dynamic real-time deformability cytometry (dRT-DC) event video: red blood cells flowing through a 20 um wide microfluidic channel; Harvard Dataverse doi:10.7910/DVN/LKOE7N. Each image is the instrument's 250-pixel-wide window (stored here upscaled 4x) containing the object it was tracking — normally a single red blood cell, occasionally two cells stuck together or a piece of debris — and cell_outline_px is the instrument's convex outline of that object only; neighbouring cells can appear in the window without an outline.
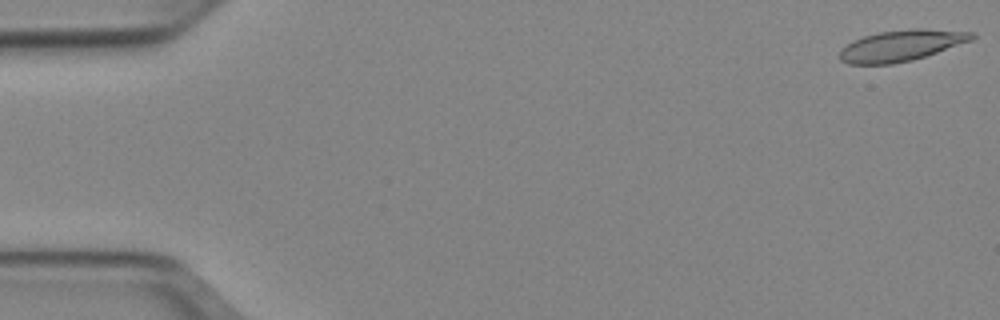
{"species": "Egyptian fruit bat (a non-hibernating species)", "species_latin": "Rousettus aegyptiacus", "temperature_condition": "cold", "stored_images_in_passage": 51, "camera_frame_rate_fps": 3000, "um_per_image_px": 0.085, "animal": {"sex": "female"}, "frame": {"image": 1, "passage_image": 1, "time_ms": 0.0, "image_size_px": [1000, 320], "cell_outline_px": [[976, 36], [972, 40], [912, 60], [892, 64], [848, 64], [840, 60], [840, 48], [852, 40], [876, 32], [908, 28], [924, 28], [976, 32]], "centroid_in_image_um": [76.59, 3.85], "position_along_channel_um": 8.4, "area_um2": 24.16}}
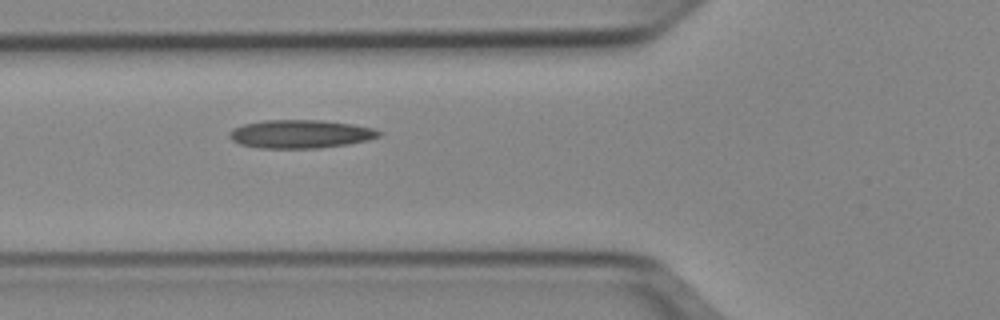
{"frame": {"image": 2, "passage_image": 19, "time_ms": 6.0, "image_size_px": [1000, 320], "cell_outline_px": [[380, 136], [368, 140], [348, 144], [320, 148], [260, 148], [240, 144], [232, 140], [228, 136], [228, 132], [232, 128], [244, 124], [264, 120], [320, 120], [352, 124], [372, 128], [380, 132]], "centroid_in_image_um": [25.5, 11.39], "position_along_channel_um": 100.3, "area_um2": 24.68}}
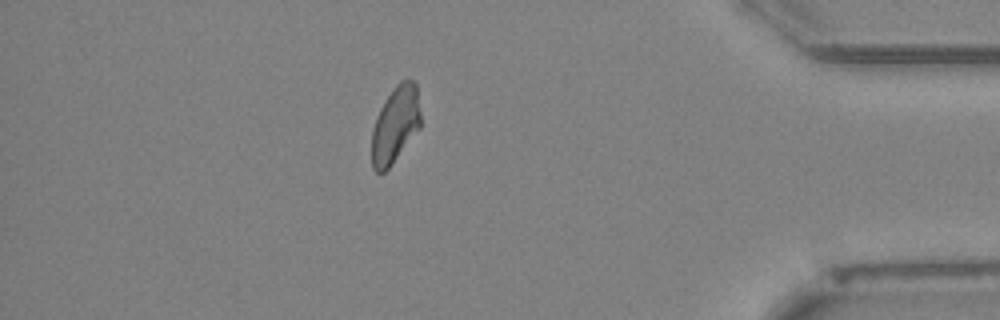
{"frame": {"image": 3, "passage_image": 45, "time_ms": 14.667, "image_size_px": [1000, 320], "cell_outline_px": [[420, 128], [388, 168], [384, 172], [376, 172], [372, 168], [372, 128], [376, 116], [380, 108], [396, 84], [400, 80], [412, 80], [416, 84], [420, 112]], "centroid_in_image_um": [33.59, 10.59], "position_along_channel_um": 401.6, "area_um2": 21.62}, "authors_computed_cell_mechanics": {"area_um2": 23.1778, "velocity_mm_per_s": 3.9231, "shape_relaxation_time_tau1_ms": 6.0456, "shape_relaxation_time_tau2_ms": 4.5114, "deformation_change_tau1": 0.1727, "deformation_change_tau2": 0.1232}}